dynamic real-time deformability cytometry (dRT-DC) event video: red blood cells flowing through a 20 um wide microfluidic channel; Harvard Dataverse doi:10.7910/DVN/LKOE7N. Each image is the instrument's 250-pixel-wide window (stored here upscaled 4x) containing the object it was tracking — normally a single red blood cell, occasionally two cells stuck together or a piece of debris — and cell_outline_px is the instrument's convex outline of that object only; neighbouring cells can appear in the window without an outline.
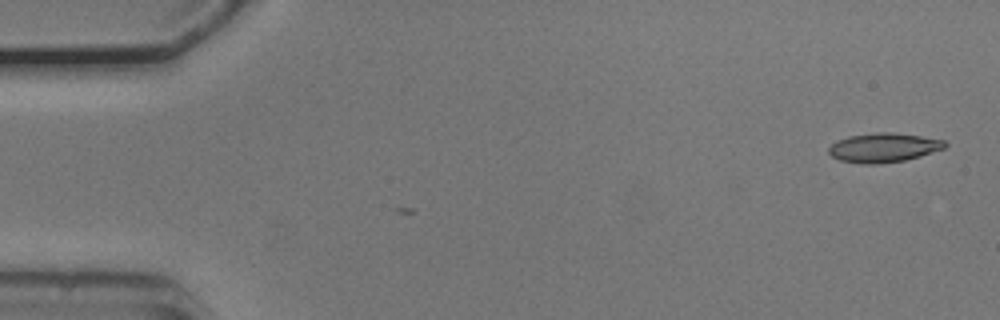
{"species": "common noctule bat (a hibernating species)", "species_latin": "Nyctalus noctula", "temperature_condition": "cold", "stored_images_in_passage": 3, "camera_frame_rate_fps": 3000, "um_per_image_px": 0.085, "animal": {"sex": "male", "body_mass_g": 20.5, "forearm_length_mm": 52.5}, "frame": {"image": 1, "passage_image": 1, "time_ms": 0.0, "image_size_px": [1000, 320], "cell_outline_px": [[948, 144], [944, 148], [920, 156], [904, 160], [876, 164], [864, 164], [840, 160], [832, 156], [828, 152], [828, 148], [836, 140], [848, 136], [876, 132], [892, 132], [920, 136], [944, 140]], "centroid_in_image_um": [75.08, 12.54], "position_along_channel_um": 9.9, "area_um2": 19.71}}